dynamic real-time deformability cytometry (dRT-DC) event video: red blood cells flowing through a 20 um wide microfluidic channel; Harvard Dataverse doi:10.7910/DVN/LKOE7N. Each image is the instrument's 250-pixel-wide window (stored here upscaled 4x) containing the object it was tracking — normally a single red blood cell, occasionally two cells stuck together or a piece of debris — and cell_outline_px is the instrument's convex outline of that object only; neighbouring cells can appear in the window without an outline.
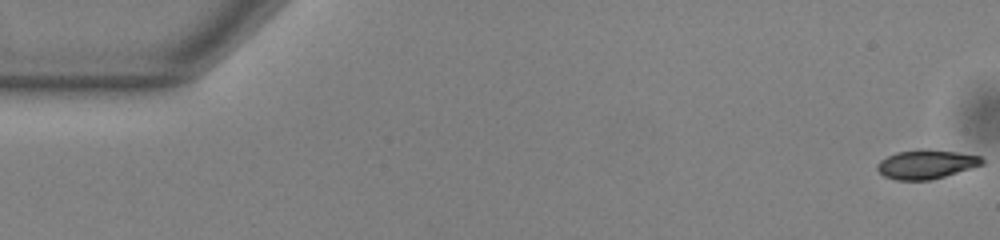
{"species": "common noctule bat (a hibernating species)", "species_latin": "Nyctalus noctula", "temperature_condition": "warm", "stored_images_in_passage": 54, "camera_frame_rate_fps": 3000, "um_per_image_px": 0.085, "animal": {"sex": "male", "body_mass_g": 13.0, "forearm_length_mm": 53.1}, "frame": {"image": 1, "passage_image": 1, "time_ms": 0.0, "image_size_px": [1000, 240], "cell_outline_px": [[984, 164], [944, 176], [928, 180], [896, 180], [884, 176], [876, 168], [876, 164], [880, 160], [896, 152], [920, 148], [928, 148], [956, 152], [980, 156], [984, 160]], "centroid_in_image_um": [78.7, 13.94], "position_along_channel_um": 6.3, "area_um2": 17.8}}
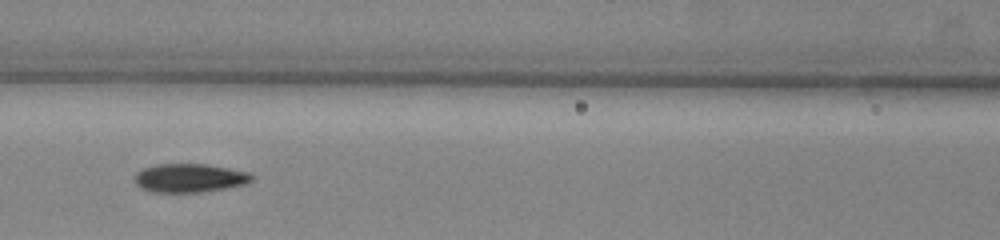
{"frame": {"image": 2, "passage_image": 24, "time_ms": 7.667, "image_size_px": [1000, 240], "cell_outline_px": [[256, 176], [252, 180], [244, 184], [224, 188], [200, 192], [152, 192], [140, 188], [132, 180], [136, 172], [144, 168], [156, 164], [204, 164], [228, 168], [248, 172]], "centroid_in_image_um": [16.07, 15.13], "position_along_channel_um": 150.5, "area_um2": 19.59}}
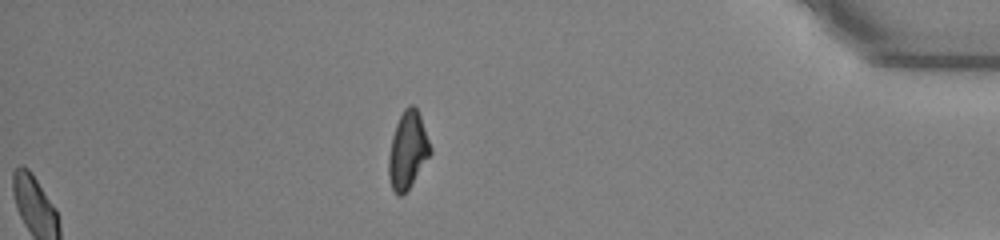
{"frame": {"image": 3, "passage_image": 47, "time_ms": 15.333, "image_size_px": [1000, 240], "cell_outline_px": [[432, 152], [408, 188], [400, 196], [396, 196], [392, 188], [388, 176], [388, 156], [392, 136], [396, 124], [404, 108], [408, 104], [412, 104], [416, 108], [420, 116], [432, 148]], "centroid_in_image_um": [34.64, 12.75], "position_along_channel_um": 400.6, "area_um2": 18.55}, "authors_computed_cell_mechanics": {"area_um2": 18.8717, "velocity_mm_per_s": 3.8286, "shape_relaxation_time_tau1_ms": 3.198, "shape_relaxation_time_tau2_ms": 2.2187, "deformation_change_tau1": 0.1484, "deformation_change_tau2": 0.0891}}